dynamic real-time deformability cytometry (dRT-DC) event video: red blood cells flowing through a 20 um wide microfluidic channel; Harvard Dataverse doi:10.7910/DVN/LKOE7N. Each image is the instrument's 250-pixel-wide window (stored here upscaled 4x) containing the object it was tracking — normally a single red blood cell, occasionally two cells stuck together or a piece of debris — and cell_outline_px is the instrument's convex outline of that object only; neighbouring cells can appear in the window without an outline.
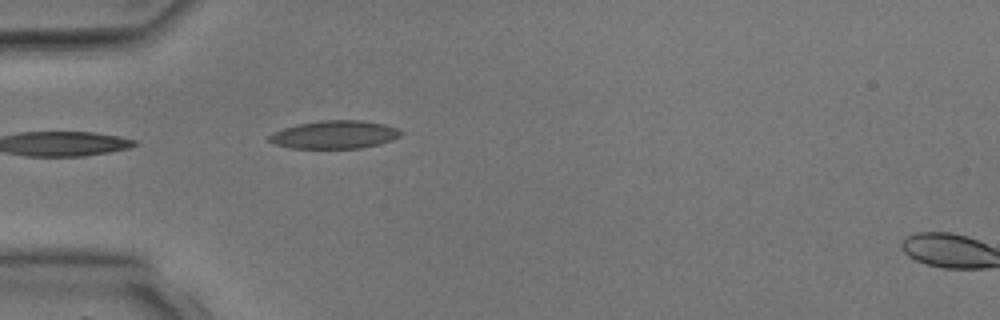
{"species": "common noctule bat (a hibernating species)", "species_latin": "Nyctalus noctula", "temperature_condition": "room temperature", "stored_images_in_passage": 3, "camera_frame_rate_fps": 3000, "um_per_image_px": 0.085, "animal": {"sex": "male", "body_mass_g": 17.9, "forearm_length_mm": 54.2}, "frame": {"image": 1, "passage_image": 2, "time_ms": 2.0, "image_size_px": [1000, 320], "cell_outline_px": [[400, 136], [392, 140], [380, 144], [360, 148], [292, 148], [276, 144], [268, 140], [268, 136], [272, 132], [296, 124], [320, 120], [360, 120], [384, 124], [396, 128], [400, 132]], "centroid_in_image_um": [28.41, 11.44], "position_along_channel_um": 56.6, "area_um2": 21.44}}